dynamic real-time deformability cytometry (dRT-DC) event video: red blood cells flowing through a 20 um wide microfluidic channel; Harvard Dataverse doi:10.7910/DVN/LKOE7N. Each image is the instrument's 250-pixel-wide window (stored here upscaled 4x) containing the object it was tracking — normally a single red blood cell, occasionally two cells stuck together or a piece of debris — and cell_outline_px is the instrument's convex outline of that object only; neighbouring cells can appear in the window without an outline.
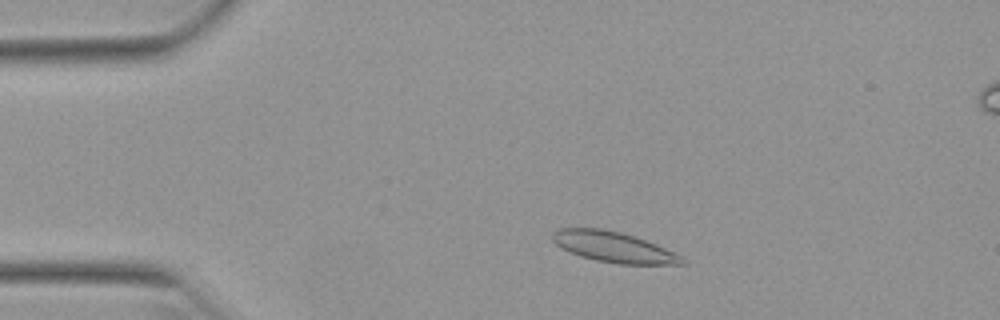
{"species": "Egyptian fruit bat (a non-hibernating species)", "species_latin": "Rousettus aegyptiacus", "temperature_condition": "warm", "stored_images_in_passage": 48, "camera_frame_rate_fps": 3000, "um_per_image_px": 0.085, "animal": {"sex": "female"}, "frame": {"image": 1, "passage_image": 7, "time_ms": 2.0, "image_size_px": [1000, 320], "cell_outline_px": [[688, 264], [616, 264], [596, 260], [580, 256], [560, 248], [552, 240], [552, 232], [560, 228], [600, 228], [620, 232], [636, 236], [656, 244], [684, 256], [688, 260]], "centroid_in_image_um": [52.2, 21.0], "position_along_channel_um": 32.8, "area_um2": 23.35}}
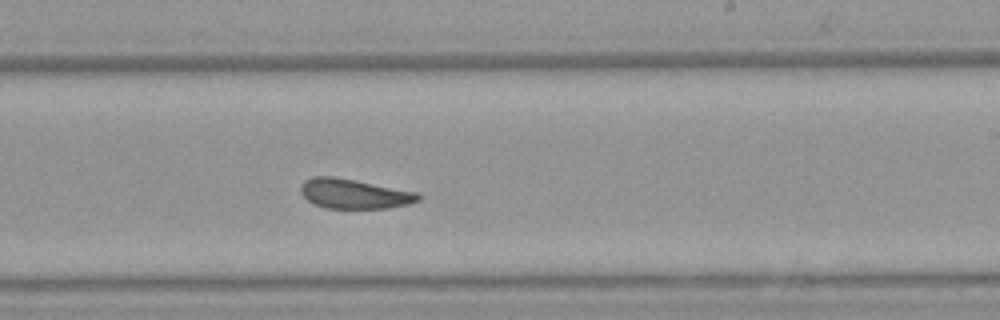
{"frame": {"image": 2, "passage_image": 28, "time_ms": 9.0, "image_size_px": [1000, 320], "cell_outline_px": [[420, 200], [408, 204], [388, 208], [324, 208], [308, 200], [300, 192], [300, 188], [304, 180], [312, 176], [332, 176], [420, 192]], "centroid_in_image_um": [30.12, 16.47], "position_along_channel_um": 258.9, "area_um2": 20.35}}
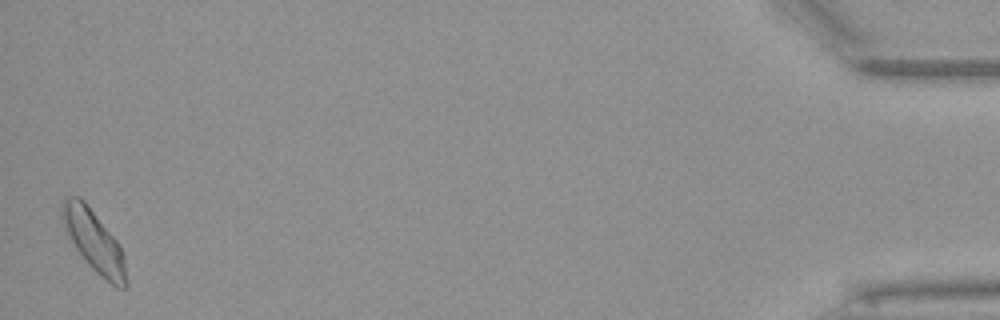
{"frame": {"image": 3, "passage_image": 48, "time_ms": 15.667, "image_size_px": [1000, 320], "cell_outline_px": [[128, 288], [116, 288], [100, 276], [88, 264], [76, 248], [68, 236], [60, 220], [60, 204], [64, 196], [80, 196], [84, 200], [120, 244], [124, 256], [128, 284]], "centroid_in_image_um": [7.97, 20.47], "position_along_channel_um": 427.2, "area_um2": 23.41}, "authors_computed_cell_mechanics": {"area_um2": 21.1548, "velocity_mm_per_s": 3.9154, "shape_relaxation_time_tau1_ms": 6.8515, "shape_relaxation_time_tau2_ms": 1.7603, "deformation_change_tau1": 0.1593, "deformation_change_tau2": 0.0559}}